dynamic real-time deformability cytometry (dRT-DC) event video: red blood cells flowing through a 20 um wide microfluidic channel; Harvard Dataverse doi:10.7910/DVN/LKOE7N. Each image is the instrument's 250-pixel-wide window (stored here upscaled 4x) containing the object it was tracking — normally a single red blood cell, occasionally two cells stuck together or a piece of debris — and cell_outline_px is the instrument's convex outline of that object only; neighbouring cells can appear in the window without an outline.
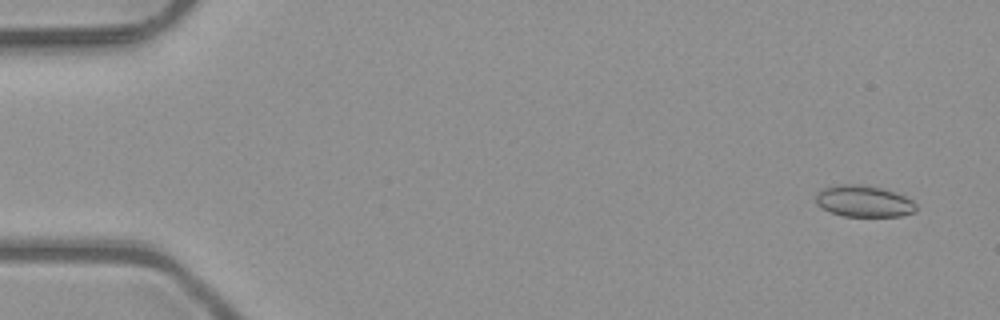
{"species": "common noctule bat (a hibernating species)", "species_latin": "Nyctalus noctula", "temperature_condition": "room temperature", "stored_images_in_passage": 5, "camera_frame_rate_fps": 3000, "um_per_image_px": 0.085, "animal": {"sex": "male", "body_mass_g": 23.1, "forearm_length_mm": 52.7}, "frame": {"image": 1, "passage_image": 1, "time_ms": 0.0, "image_size_px": [1000, 320], "cell_outline_px": [[916, 208], [912, 212], [900, 216], [844, 216], [832, 212], [816, 204], [816, 192], [824, 188], [840, 184], [864, 184], [880, 188], [904, 196], [912, 200], [916, 204]], "centroid_in_image_um": [73.4, 17.09], "position_along_channel_um": 11.6, "area_um2": 18.15}}
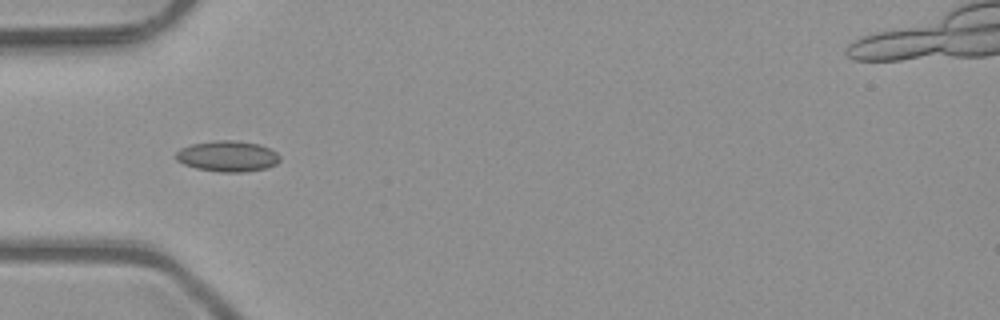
{"frame": {"image": 2, "passage_image": 5, "time_ms": 1.333, "image_size_px": [1000, 320], "cell_outline_px": [[280, 160], [276, 164], [268, 168], [244, 172], [220, 172], [196, 168], [184, 164], [176, 160], [176, 152], [180, 148], [192, 144], [216, 140], [236, 140], [260, 144], [276, 152], [280, 156]], "centroid_in_image_um": [19.36, 13.28], "position_along_channel_um": 65.6, "area_um2": 18.79}}